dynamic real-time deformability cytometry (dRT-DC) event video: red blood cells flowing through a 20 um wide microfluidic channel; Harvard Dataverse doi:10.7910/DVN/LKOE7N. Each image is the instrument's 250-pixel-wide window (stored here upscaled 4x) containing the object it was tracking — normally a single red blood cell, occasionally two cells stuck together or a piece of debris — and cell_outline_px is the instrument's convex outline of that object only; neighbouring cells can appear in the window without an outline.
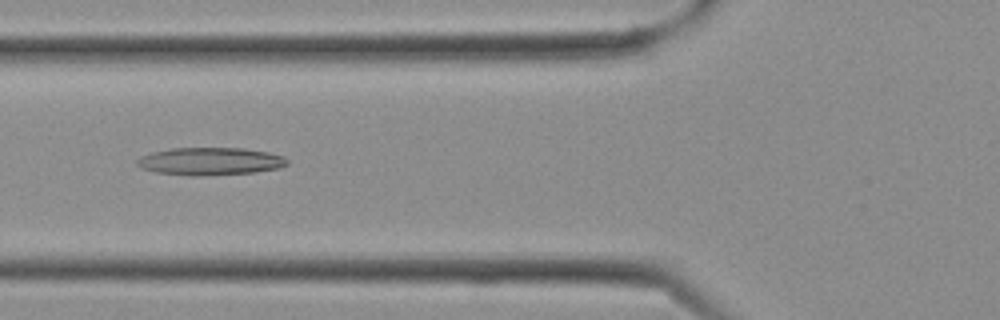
{"species": "Egyptian fruit bat (a non-hibernating species)", "species_latin": "Rousettus aegyptiacus", "temperature_condition": "cold", "stored_images_in_passage": 12, "camera_frame_rate_fps": 3000, "um_per_image_px": 0.085, "frame": {"image": 1, "passage_image": 9, "time_ms": 2.667, "image_size_px": [1000, 320], "cell_outline_px": [[288, 164], [280, 168], [256, 172], [200, 176], [188, 176], [156, 172], [140, 168], [136, 164], [136, 160], [140, 156], [152, 152], [172, 148], [244, 148], [268, 152], [284, 156], [288, 160]], "centroid_in_image_um": [17.86, 13.71], "position_along_channel_um": 107.9, "area_um2": 24.45}}
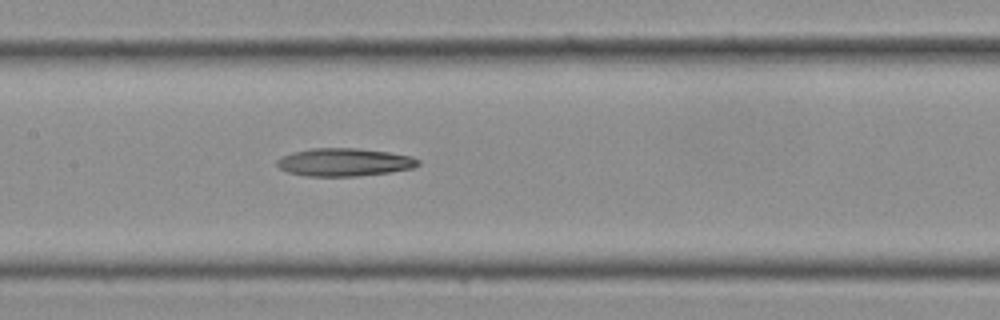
{"frame": {"image": 2, "passage_image": 12, "time_ms": 3.667, "image_size_px": [1000, 320], "cell_outline_px": [[420, 164], [412, 168], [388, 172], [360, 176], [304, 176], [288, 172], [280, 168], [276, 164], [276, 160], [280, 156], [292, 152], [312, 148], [356, 148], [388, 152], [412, 156], [420, 160]], "centroid_in_image_um": [29.24, 13.78], "position_along_channel_um": 178.2, "area_um2": 23.06}}